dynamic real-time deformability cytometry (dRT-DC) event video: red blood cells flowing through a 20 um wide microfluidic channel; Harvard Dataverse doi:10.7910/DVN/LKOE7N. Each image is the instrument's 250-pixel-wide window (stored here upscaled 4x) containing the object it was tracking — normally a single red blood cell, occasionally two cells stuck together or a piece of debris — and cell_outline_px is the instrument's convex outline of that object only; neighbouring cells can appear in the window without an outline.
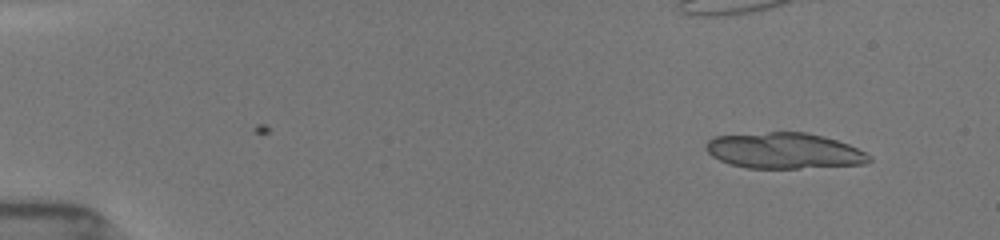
{"species": "common noctule bat (a hibernating species)", "species_latin": "Nyctalus noctula", "temperature_condition": "room temperature", "stored_images_in_passage": 14, "camera_frame_rate_fps": 3000, "um_per_image_px": 0.085, "animal": {"sex": "female", "body_mass_g": 19.5, "forearm_length_mm": 54.1}, "frame": {"image": 1, "passage_image": 1, "time_ms": 0.0, "image_size_px": [1000, 240], "cell_outline_px": [[872, 160], [864, 164], [800, 168], [748, 168], [728, 164], [712, 156], [704, 148], [704, 144], [708, 140], [716, 136], [768, 132], [804, 132], [824, 136], [848, 144], [872, 156]], "centroid_in_image_um": [66.63, 12.81], "position_along_channel_um": 18.4, "area_um2": 34.1}}